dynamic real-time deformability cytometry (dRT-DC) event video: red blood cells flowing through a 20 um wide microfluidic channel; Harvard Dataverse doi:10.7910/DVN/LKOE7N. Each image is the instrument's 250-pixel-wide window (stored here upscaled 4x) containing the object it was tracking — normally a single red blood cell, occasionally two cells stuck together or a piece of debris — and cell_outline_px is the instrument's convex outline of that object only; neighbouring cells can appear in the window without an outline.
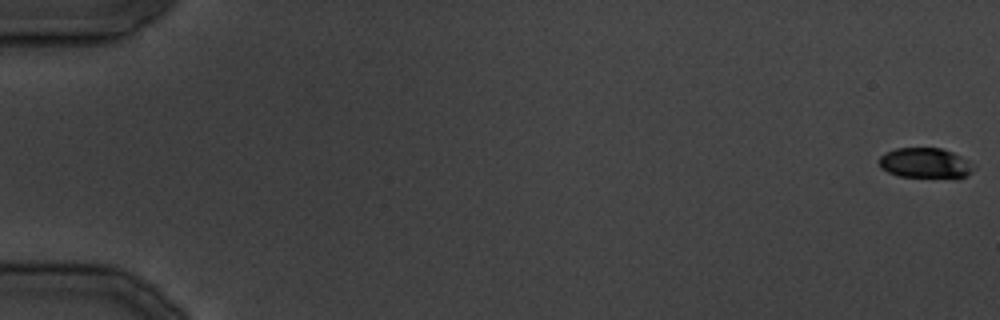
{"species": "common noctule bat (a hibernating species)", "species_latin": "Nyctalus noctula", "temperature_condition": "cold", "stored_images_in_passage": 6, "camera_frame_rate_fps": 3000, "um_per_image_px": 0.085, "animal": {"sex": "male", "body_mass_g": 19.5, "forearm_length_mm": 54.6}, "frame": {"image": 1, "passage_image": 1, "time_ms": 0.0, "image_size_px": [1000, 320], "cell_outline_px": [[976, 168], [972, 172], [960, 180], [956, 180], [900, 176], [888, 172], [880, 168], [880, 156], [884, 152], [896, 148], [940, 148], [952, 152], [968, 160]], "centroid_in_image_um": [78.7, 13.9], "position_along_channel_um": 6.3, "area_um2": 17.28}}